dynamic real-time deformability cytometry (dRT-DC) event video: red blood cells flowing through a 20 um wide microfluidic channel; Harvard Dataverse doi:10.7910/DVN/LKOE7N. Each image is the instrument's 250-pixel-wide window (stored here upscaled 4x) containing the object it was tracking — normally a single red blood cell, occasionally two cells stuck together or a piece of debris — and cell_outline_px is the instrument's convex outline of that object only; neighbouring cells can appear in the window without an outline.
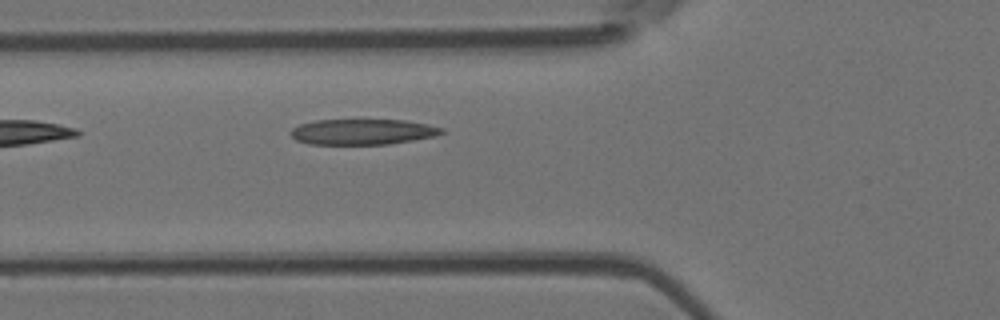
{"species": "Egyptian fruit bat (a non-hibernating species)", "species_latin": "Rousettus aegyptiacus", "temperature_condition": "room temperature", "stored_images_in_passage": 5, "camera_frame_rate_fps": 3000, "um_per_image_px": 0.085, "animal": {"sex": "female"}, "frame": {"image": 1, "passage_image": 4, "time_ms": 3.333, "image_size_px": [1000, 320], "cell_outline_px": [[444, 132], [432, 136], [412, 140], [388, 144], [308, 144], [296, 140], [288, 132], [292, 128], [300, 124], [316, 120], [404, 120], [428, 124], [444, 128]], "centroid_in_image_um": [30.78, 11.2], "position_along_channel_um": 95.0, "area_um2": 22.43}}